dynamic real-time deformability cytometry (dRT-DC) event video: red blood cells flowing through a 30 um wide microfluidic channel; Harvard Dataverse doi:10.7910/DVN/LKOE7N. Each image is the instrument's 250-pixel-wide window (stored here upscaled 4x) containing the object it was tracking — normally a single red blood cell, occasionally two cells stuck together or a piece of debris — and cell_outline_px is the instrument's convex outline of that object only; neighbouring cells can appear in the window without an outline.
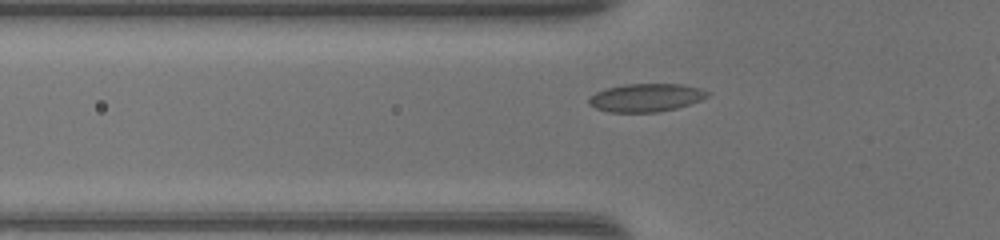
{"species": "common noctule bat (a hibernating species)", "species_latin": "Nyctalus noctula", "temperature_condition": "warm", "stored_images_in_passage": 37, "camera_frame_rate_fps": 3000, "um_per_image_px": 0.085, "animal": {"sex": "female", "body_mass_g": 17.0, "forearm_length_mm": 48.0}, "frame": {"image": 1, "passage_image": 11, "time_ms": 3.333, "image_size_px": [1000, 240], "cell_outline_px": [[712, 92], [708, 96], [700, 100], [676, 108], [656, 112], [608, 112], [596, 108], [588, 104], [588, 100], [596, 92], [608, 88], [624, 84], [680, 84], [700, 88]], "centroid_in_image_um": [54.92, 8.3], "position_along_channel_um": 70.9, "area_um2": 19.31}}
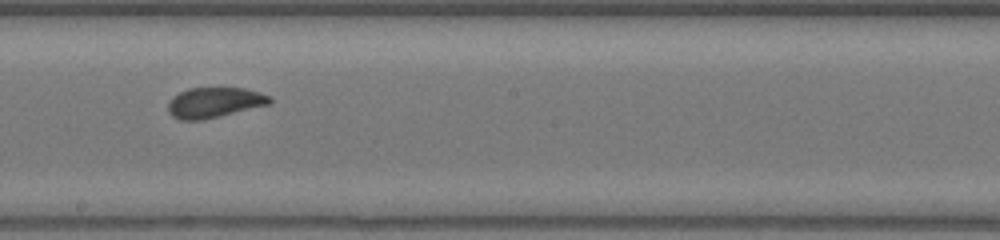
{"frame": {"image": 2, "passage_image": 22, "time_ms": 7.0, "image_size_px": [1000, 240], "cell_outline_px": [[272, 100], [268, 104], [200, 120], [180, 120], [172, 116], [168, 112], [168, 104], [172, 96], [188, 88], [244, 88], [260, 92], [272, 96]], "centroid_in_image_um": [18.19, 8.7], "position_along_channel_um": 230.0, "area_um2": 17.74}}
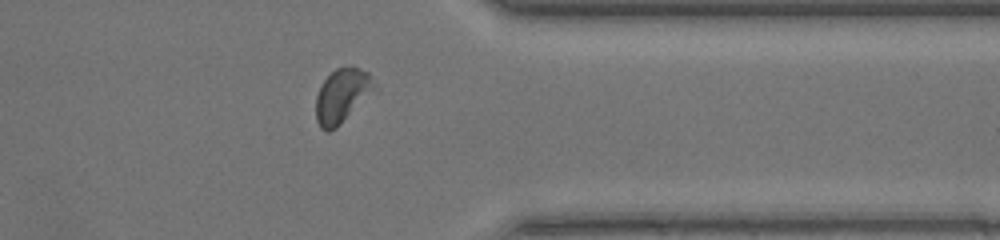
{"frame": {"image": 3, "passage_image": 33, "time_ms": 10.667, "image_size_px": [1000, 240], "cell_outline_px": [[372, 88], [340, 124], [336, 128], [328, 132], [320, 128], [316, 120], [316, 96], [324, 80], [336, 68], [344, 64], [360, 68], [368, 72]], "centroid_in_image_um": [28.96, 8.11], "position_along_channel_um": 382.4, "area_um2": 17.46}}